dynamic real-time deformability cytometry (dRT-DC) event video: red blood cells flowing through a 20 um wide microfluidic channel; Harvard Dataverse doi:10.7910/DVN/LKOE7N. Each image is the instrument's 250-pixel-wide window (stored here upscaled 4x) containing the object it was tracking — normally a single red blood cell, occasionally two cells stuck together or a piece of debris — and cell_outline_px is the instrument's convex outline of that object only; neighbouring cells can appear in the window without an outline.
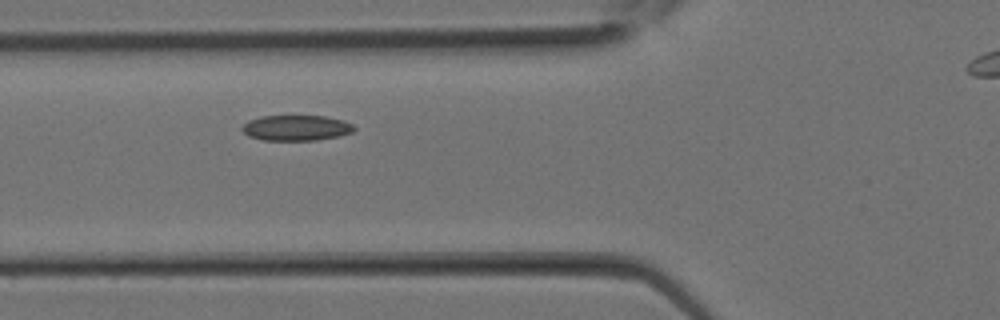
{"species": "Egyptian fruit bat (a non-hibernating species)", "species_latin": "Rousettus aegyptiacus", "temperature_condition": "room temperature", "stored_images_in_passage": 12, "camera_frame_rate_fps": 3000, "um_per_image_px": 0.085, "animal": {"sex": "female"}, "frame": {"image": 1, "passage_image": 5, "time_ms": 1.333, "image_size_px": [1000, 320], "cell_outline_px": [[356, 128], [352, 132], [336, 136], [316, 140], [264, 140], [248, 136], [240, 128], [248, 120], [260, 116], [324, 116], [344, 120], [352, 124]], "centroid_in_image_um": [25.16, 10.86], "position_along_channel_um": 100.6, "area_um2": 16.59}}
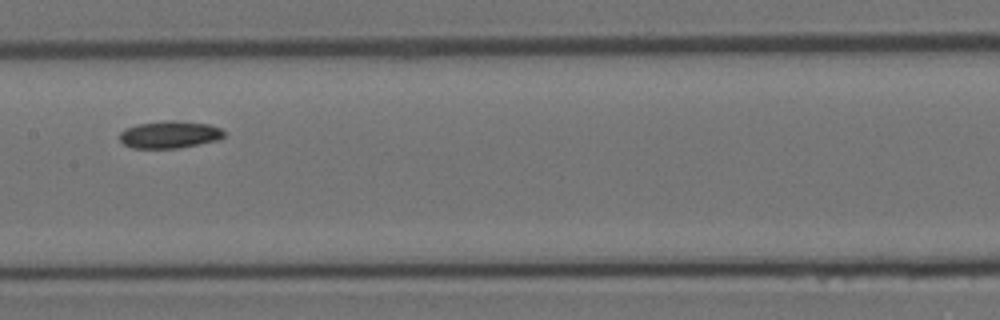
{"frame": {"image": 2, "passage_image": 9, "time_ms": 2.667, "image_size_px": [1000, 320], "cell_outline_px": [[224, 136], [216, 140], [180, 148], [132, 148], [124, 144], [120, 140], [120, 132], [124, 128], [136, 124], [164, 120], [172, 120], [208, 124], [220, 128], [224, 132]], "centroid_in_image_um": [14.37, 11.43], "position_along_channel_um": 193.0, "area_um2": 16.59}}
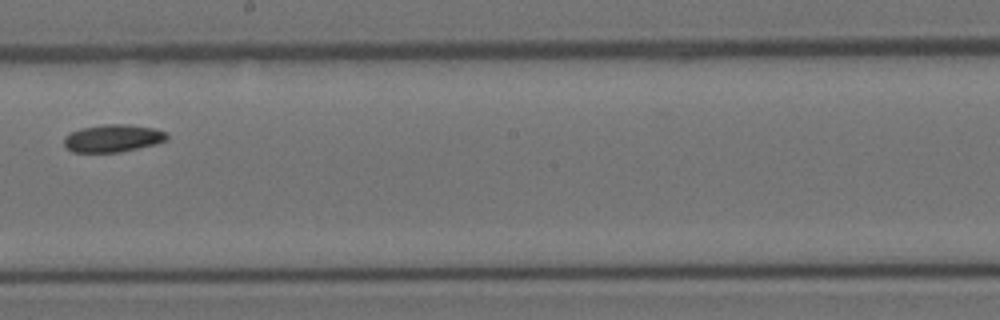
{"frame": {"image": 3, "passage_image": 11, "time_ms": 3.333, "image_size_px": [1000, 320], "cell_outline_px": [[168, 140], [156, 144], [120, 152], [72, 152], [64, 148], [64, 136], [72, 132], [84, 128], [104, 124], [128, 124], [152, 128], [164, 132], [168, 136]], "centroid_in_image_um": [9.58, 11.76], "position_along_channel_um": 238.6, "area_um2": 16.47}}